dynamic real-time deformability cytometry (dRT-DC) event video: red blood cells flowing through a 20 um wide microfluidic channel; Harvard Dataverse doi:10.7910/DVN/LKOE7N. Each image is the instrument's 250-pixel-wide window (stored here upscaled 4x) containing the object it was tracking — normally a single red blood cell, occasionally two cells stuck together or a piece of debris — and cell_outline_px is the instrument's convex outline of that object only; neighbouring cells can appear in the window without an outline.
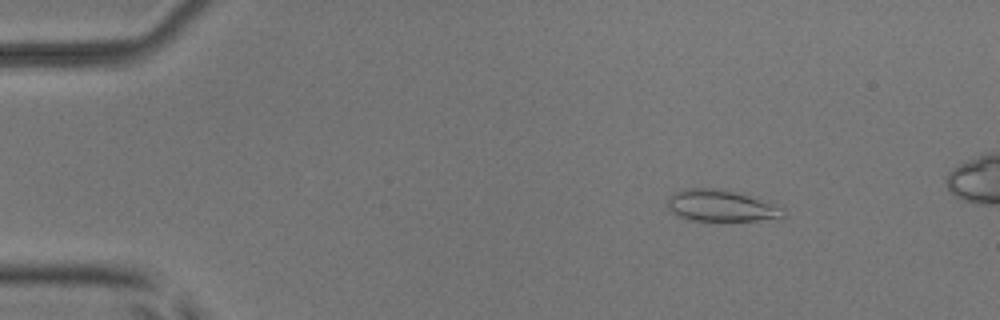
{"species": "common noctule bat (a hibernating species)", "species_latin": "Nyctalus noctula", "temperature_condition": "room temperature", "stored_images_in_passage": 51, "camera_frame_rate_fps": 3000, "um_per_image_px": 0.085, "animal": {"sex": "male", "body_mass_g": 17.9, "forearm_length_mm": 54.2}, "frame": {"image": 1, "passage_image": 7, "time_ms": 2.0, "image_size_px": [1000, 320], "cell_outline_px": [[788, 216], [784, 220], [688, 220], [672, 212], [668, 208], [668, 196], [684, 188], [716, 188], [748, 196], [784, 208]], "centroid_in_image_um": [61.34, 17.51], "position_along_channel_um": 23.7, "area_um2": 21.21}}
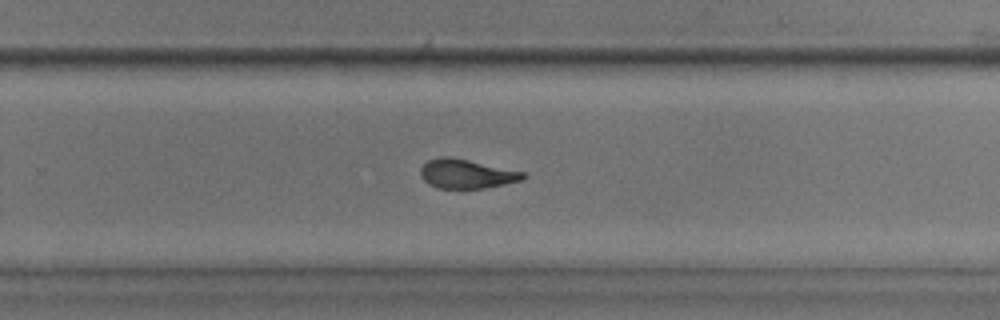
{"frame": {"image": 2, "passage_image": 34, "time_ms": 11.0, "image_size_px": [1000, 320], "cell_outline_px": [[528, 176], [520, 180], [504, 184], [484, 188], [436, 188], [428, 184], [420, 176], [420, 168], [428, 160], [440, 156], [448, 156], [468, 160], [524, 172]], "centroid_in_image_um": [39.61, 14.77], "position_along_channel_um": 290.2, "area_um2": 17.34}}
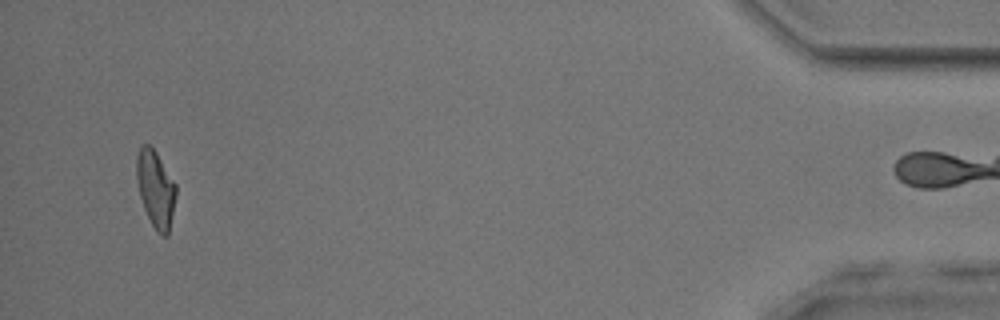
{"frame": {"image": 3, "passage_image": 50, "time_ms": 16.333, "image_size_px": [1000, 320], "cell_outline_px": [[176, 196], [168, 236], [160, 236], [156, 232], [144, 208], [140, 196], [136, 180], [136, 156], [140, 144], [152, 144], [176, 184]], "centroid_in_image_um": [13.22, 16.01], "position_along_channel_um": 422.0, "area_um2": 17.98}}